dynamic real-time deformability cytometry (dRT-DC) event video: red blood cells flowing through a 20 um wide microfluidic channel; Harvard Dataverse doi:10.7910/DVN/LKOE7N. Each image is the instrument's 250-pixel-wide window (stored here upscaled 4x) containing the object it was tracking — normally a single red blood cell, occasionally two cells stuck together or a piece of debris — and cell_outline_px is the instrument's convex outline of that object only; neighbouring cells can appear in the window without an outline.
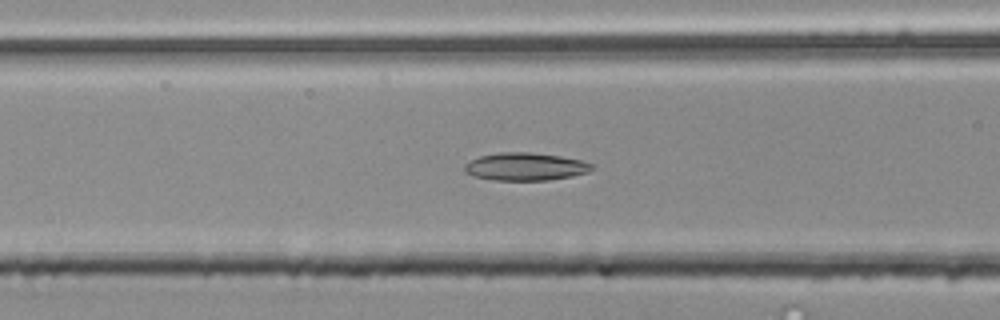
{"species": "common noctule bat (a hibernating species)", "species_latin": "Nyctalus noctula", "temperature_condition": "room temperature", "stored_images_in_passage": 49, "camera_frame_rate_fps": 3000, "um_per_image_px": 0.085, "animal": {"sex": "male", "body_mass_g": 20.4}, "frame": {"image": 1, "passage_image": 19, "time_ms": 6.0, "image_size_px": [1000, 320], "cell_outline_px": [[592, 168], [588, 172], [572, 176], [548, 180], [492, 180], [472, 176], [464, 172], [464, 164], [480, 156], [500, 152], [528, 152], [560, 156], [580, 160], [592, 164]], "centroid_in_image_um": [44.61, 14.17], "position_along_channel_um": 122.0, "area_um2": 20.52}}
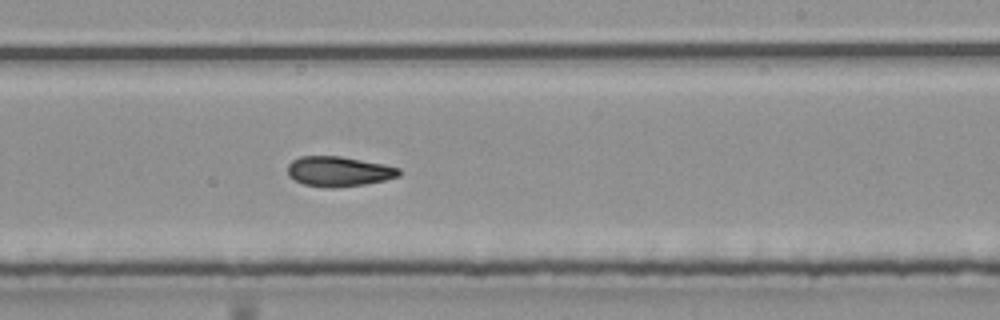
{"frame": {"image": 2, "passage_image": 30, "time_ms": 9.667, "image_size_px": [1000, 320], "cell_outline_px": [[400, 176], [384, 180], [364, 184], [304, 184], [288, 176], [288, 164], [292, 160], [300, 156], [340, 156], [384, 164], [400, 168]], "centroid_in_image_um": [28.81, 14.5], "position_along_channel_um": 260.2, "area_um2": 18.5}}
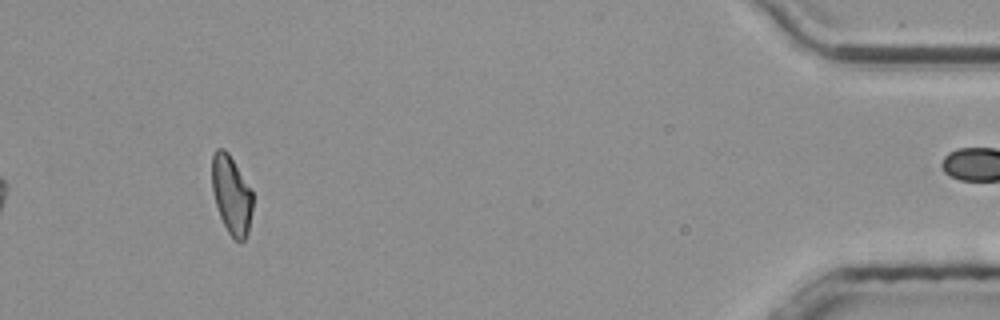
{"frame": {"image": 3, "passage_image": 48, "time_ms": 15.667, "image_size_px": [1000, 320], "cell_outline_px": [[252, 212], [248, 232], [244, 240], [240, 244], [228, 232], [220, 216], [216, 204], [212, 188], [212, 156], [216, 148], [224, 148], [228, 152], [252, 188]], "centroid_in_image_um": [19.69, 16.54], "position_along_channel_um": 415.5, "area_um2": 18.79}}